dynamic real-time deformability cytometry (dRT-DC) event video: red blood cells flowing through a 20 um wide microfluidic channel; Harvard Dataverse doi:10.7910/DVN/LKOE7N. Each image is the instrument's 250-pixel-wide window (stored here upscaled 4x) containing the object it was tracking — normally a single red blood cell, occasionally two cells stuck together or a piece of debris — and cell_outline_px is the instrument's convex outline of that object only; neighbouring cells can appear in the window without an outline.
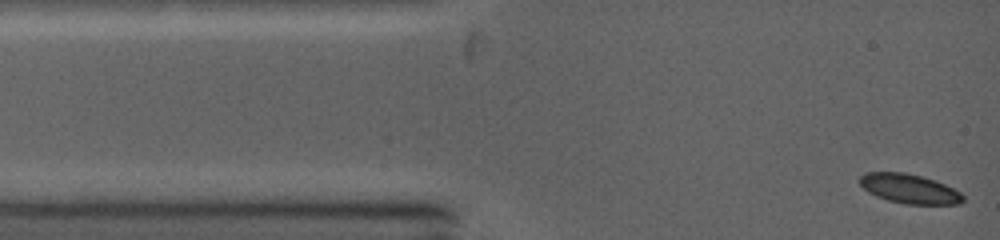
{"species": "common noctule bat (a hibernating species)", "species_latin": "Nyctalus noctula", "temperature_condition": "warm", "stored_images_in_passage": 41, "camera_frame_rate_fps": 5000, "um_per_image_px": 0.085, "animal": {"sex": "female", "body_mass_g": 19.0, "forearm_length_mm": 53.3}, "frame": {"image": 1, "passage_image": 1, "time_ms": 0.0, "image_size_px": [1000, 240], "cell_outline_px": [[964, 200], [960, 204], [904, 204], [888, 200], [876, 196], [868, 192], [860, 184], [860, 176], [864, 172], [904, 172], [936, 180], [960, 192], [964, 196]], "centroid_in_image_um": [77.29, 16.04], "position_along_channel_um": 7.7, "area_um2": 17.69}}
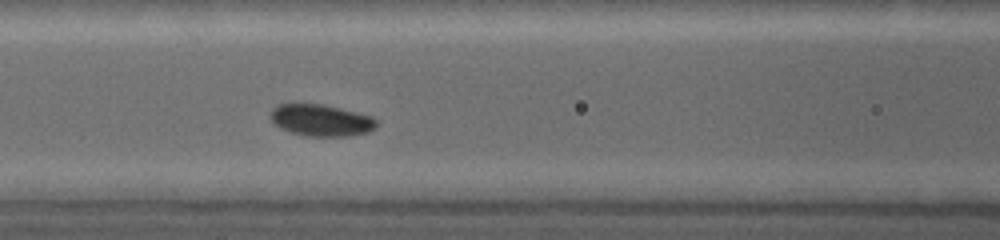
{"frame": {"image": 2, "passage_image": 24, "time_ms": 4.4, "image_size_px": [1000, 240], "cell_outline_px": [[376, 128], [368, 132], [348, 136], [304, 136], [280, 128], [272, 124], [272, 108], [280, 104], [324, 104], [372, 116], [376, 120]], "centroid_in_image_um": [27.3, 10.23], "position_along_channel_um": 139.3, "area_um2": 19.54}}
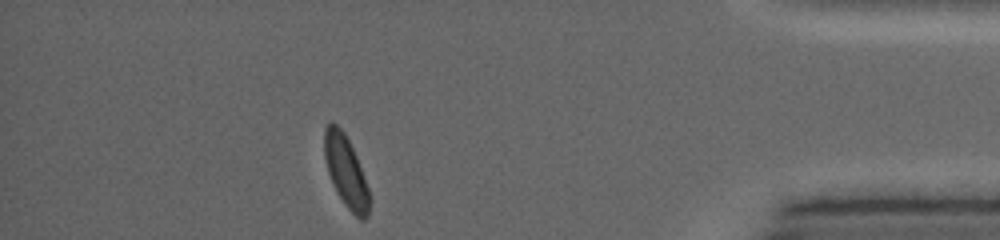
{"frame": {"image": 3, "passage_image": 41, "time_ms": 11.8, "image_size_px": [1000, 240], "cell_outline_px": [[372, 200], [368, 216], [364, 220], [360, 220], [348, 208], [340, 196], [328, 172], [324, 156], [324, 128], [332, 120], [344, 132], [356, 156], [372, 196]], "centroid_in_image_um": [29.44, 14.58], "position_along_channel_um": 405.8, "area_um2": 18.67}, "authors_computed_cell_mechanics": {"area_um2": 19.5364, "velocity_mm_per_s": 4.2448, "shape_relaxation_time_tau1_ms": 1.9271, "shape_relaxation_time_tau2_ms": null, "deformation_change_tau1": 0.0689, "deformation_change_tau2": null}}